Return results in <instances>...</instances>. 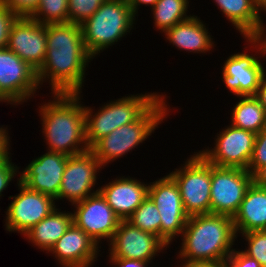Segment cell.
Masks as SVG:
<instances>
[{
  "mask_svg": "<svg viewBox=\"0 0 266 267\" xmlns=\"http://www.w3.org/2000/svg\"><path fill=\"white\" fill-rule=\"evenodd\" d=\"M46 37V56L37 71L40 88L49 83L51 93H82L87 68L94 58L85 48L80 25L47 24Z\"/></svg>",
  "mask_w": 266,
  "mask_h": 267,
  "instance_id": "cell-1",
  "label": "cell"
},
{
  "mask_svg": "<svg viewBox=\"0 0 266 267\" xmlns=\"http://www.w3.org/2000/svg\"><path fill=\"white\" fill-rule=\"evenodd\" d=\"M180 239L175 262L181 264L175 267L224 262L235 249L237 235L232 217L210 213L189 216Z\"/></svg>",
  "mask_w": 266,
  "mask_h": 267,
  "instance_id": "cell-2",
  "label": "cell"
},
{
  "mask_svg": "<svg viewBox=\"0 0 266 267\" xmlns=\"http://www.w3.org/2000/svg\"><path fill=\"white\" fill-rule=\"evenodd\" d=\"M38 106L41 132L48 151L74 156L89 150L85 140L84 104L81 93H50Z\"/></svg>",
  "mask_w": 266,
  "mask_h": 267,
  "instance_id": "cell-3",
  "label": "cell"
},
{
  "mask_svg": "<svg viewBox=\"0 0 266 267\" xmlns=\"http://www.w3.org/2000/svg\"><path fill=\"white\" fill-rule=\"evenodd\" d=\"M168 97L163 94L138 120L123 125L98 140L90 150L105 168L138 149L172 113ZM170 110V111H169Z\"/></svg>",
  "mask_w": 266,
  "mask_h": 267,
  "instance_id": "cell-4",
  "label": "cell"
},
{
  "mask_svg": "<svg viewBox=\"0 0 266 267\" xmlns=\"http://www.w3.org/2000/svg\"><path fill=\"white\" fill-rule=\"evenodd\" d=\"M164 93L127 94L95 108L84 104L85 140L89 149L115 129L138 120Z\"/></svg>",
  "mask_w": 266,
  "mask_h": 267,
  "instance_id": "cell-5",
  "label": "cell"
},
{
  "mask_svg": "<svg viewBox=\"0 0 266 267\" xmlns=\"http://www.w3.org/2000/svg\"><path fill=\"white\" fill-rule=\"evenodd\" d=\"M136 19L126 0H106L80 25L86 50L96 59L123 37L127 38L135 29Z\"/></svg>",
  "mask_w": 266,
  "mask_h": 267,
  "instance_id": "cell-6",
  "label": "cell"
},
{
  "mask_svg": "<svg viewBox=\"0 0 266 267\" xmlns=\"http://www.w3.org/2000/svg\"><path fill=\"white\" fill-rule=\"evenodd\" d=\"M243 39L247 44L244 45L243 52L230 54L221 67V82L235 97L255 96L266 74V63H263L266 61V47L256 37Z\"/></svg>",
  "mask_w": 266,
  "mask_h": 267,
  "instance_id": "cell-7",
  "label": "cell"
},
{
  "mask_svg": "<svg viewBox=\"0 0 266 267\" xmlns=\"http://www.w3.org/2000/svg\"><path fill=\"white\" fill-rule=\"evenodd\" d=\"M184 160L168 173L179 186L184 210L189 216L210 214L211 164L197 151Z\"/></svg>",
  "mask_w": 266,
  "mask_h": 267,
  "instance_id": "cell-8",
  "label": "cell"
},
{
  "mask_svg": "<svg viewBox=\"0 0 266 267\" xmlns=\"http://www.w3.org/2000/svg\"><path fill=\"white\" fill-rule=\"evenodd\" d=\"M148 196L156 204L160 219V238L170 247L180 238L189 215L185 212L179 186L167 173L149 182Z\"/></svg>",
  "mask_w": 266,
  "mask_h": 267,
  "instance_id": "cell-9",
  "label": "cell"
},
{
  "mask_svg": "<svg viewBox=\"0 0 266 267\" xmlns=\"http://www.w3.org/2000/svg\"><path fill=\"white\" fill-rule=\"evenodd\" d=\"M39 90L37 71L8 48L0 49V100L15 108L35 98Z\"/></svg>",
  "mask_w": 266,
  "mask_h": 267,
  "instance_id": "cell-10",
  "label": "cell"
},
{
  "mask_svg": "<svg viewBox=\"0 0 266 267\" xmlns=\"http://www.w3.org/2000/svg\"><path fill=\"white\" fill-rule=\"evenodd\" d=\"M212 146L198 152L212 165L247 170L255 146L256 134L229 125L216 133Z\"/></svg>",
  "mask_w": 266,
  "mask_h": 267,
  "instance_id": "cell-11",
  "label": "cell"
},
{
  "mask_svg": "<svg viewBox=\"0 0 266 267\" xmlns=\"http://www.w3.org/2000/svg\"><path fill=\"white\" fill-rule=\"evenodd\" d=\"M102 169L105 168L90 149L78 155L68 156L59 194L55 200L57 202L66 200L72 206L96 194L99 192V187L95 189L99 183L98 173Z\"/></svg>",
  "mask_w": 266,
  "mask_h": 267,
  "instance_id": "cell-12",
  "label": "cell"
},
{
  "mask_svg": "<svg viewBox=\"0 0 266 267\" xmlns=\"http://www.w3.org/2000/svg\"><path fill=\"white\" fill-rule=\"evenodd\" d=\"M16 179L19 193L8 197L13 201L5 211L4 227L8 232L24 235L58 206L53 197L31 190Z\"/></svg>",
  "mask_w": 266,
  "mask_h": 267,
  "instance_id": "cell-13",
  "label": "cell"
},
{
  "mask_svg": "<svg viewBox=\"0 0 266 267\" xmlns=\"http://www.w3.org/2000/svg\"><path fill=\"white\" fill-rule=\"evenodd\" d=\"M252 182L248 170L211 164L210 213L233 218Z\"/></svg>",
  "mask_w": 266,
  "mask_h": 267,
  "instance_id": "cell-14",
  "label": "cell"
},
{
  "mask_svg": "<svg viewBox=\"0 0 266 267\" xmlns=\"http://www.w3.org/2000/svg\"><path fill=\"white\" fill-rule=\"evenodd\" d=\"M107 245L108 258L134 259L149 262L152 266H157L153 265L152 260L160 253H166L169 248L160 237L133 226L127 220L120 221L112 240Z\"/></svg>",
  "mask_w": 266,
  "mask_h": 267,
  "instance_id": "cell-15",
  "label": "cell"
},
{
  "mask_svg": "<svg viewBox=\"0 0 266 267\" xmlns=\"http://www.w3.org/2000/svg\"><path fill=\"white\" fill-rule=\"evenodd\" d=\"M72 206V222L95 240L100 247L104 241L109 243L112 240L121 219L100 192Z\"/></svg>",
  "mask_w": 266,
  "mask_h": 267,
  "instance_id": "cell-16",
  "label": "cell"
},
{
  "mask_svg": "<svg viewBox=\"0 0 266 267\" xmlns=\"http://www.w3.org/2000/svg\"><path fill=\"white\" fill-rule=\"evenodd\" d=\"M67 159L66 154L46 150L19 171V181L31 190L56 199Z\"/></svg>",
  "mask_w": 266,
  "mask_h": 267,
  "instance_id": "cell-17",
  "label": "cell"
},
{
  "mask_svg": "<svg viewBox=\"0 0 266 267\" xmlns=\"http://www.w3.org/2000/svg\"><path fill=\"white\" fill-rule=\"evenodd\" d=\"M7 48L38 71L47 51L46 25L31 17H18L10 30Z\"/></svg>",
  "mask_w": 266,
  "mask_h": 267,
  "instance_id": "cell-18",
  "label": "cell"
},
{
  "mask_svg": "<svg viewBox=\"0 0 266 267\" xmlns=\"http://www.w3.org/2000/svg\"><path fill=\"white\" fill-rule=\"evenodd\" d=\"M101 247L73 222L48 252L60 267H92ZM51 254V255H50Z\"/></svg>",
  "mask_w": 266,
  "mask_h": 267,
  "instance_id": "cell-19",
  "label": "cell"
},
{
  "mask_svg": "<svg viewBox=\"0 0 266 267\" xmlns=\"http://www.w3.org/2000/svg\"><path fill=\"white\" fill-rule=\"evenodd\" d=\"M110 180L99 186V192L114 213L121 220H126L148 197L149 183L129 175H119Z\"/></svg>",
  "mask_w": 266,
  "mask_h": 267,
  "instance_id": "cell-20",
  "label": "cell"
},
{
  "mask_svg": "<svg viewBox=\"0 0 266 267\" xmlns=\"http://www.w3.org/2000/svg\"><path fill=\"white\" fill-rule=\"evenodd\" d=\"M206 25L200 17L192 14L188 19L167 29L163 37L180 51L199 55L212 54L211 51L213 52L217 44Z\"/></svg>",
  "mask_w": 266,
  "mask_h": 267,
  "instance_id": "cell-21",
  "label": "cell"
},
{
  "mask_svg": "<svg viewBox=\"0 0 266 267\" xmlns=\"http://www.w3.org/2000/svg\"><path fill=\"white\" fill-rule=\"evenodd\" d=\"M232 219L237 237L250 231L266 230V188L252 182Z\"/></svg>",
  "mask_w": 266,
  "mask_h": 267,
  "instance_id": "cell-22",
  "label": "cell"
},
{
  "mask_svg": "<svg viewBox=\"0 0 266 267\" xmlns=\"http://www.w3.org/2000/svg\"><path fill=\"white\" fill-rule=\"evenodd\" d=\"M219 12L241 37H256L263 24V14L254 0H213Z\"/></svg>",
  "mask_w": 266,
  "mask_h": 267,
  "instance_id": "cell-23",
  "label": "cell"
},
{
  "mask_svg": "<svg viewBox=\"0 0 266 267\" xmlns=\"http://www.w3.org/2000/svg\"><path fill=\"white\" fill-rule=\"evenodd\" d=\"M72 224V212L55 208L23 236L28 243L46 254Z\"/></svg>",
  "mask_w": 266,
  "mask_h": 267,
  "instance_id": "cell-24",
  "label": "cell"
},
{
  "mask_svg": "<svg viewBox=\"0 0 266 267\" xmlns=\"http://www.w3.org/2000/svg\"><path fill=\"white\" fill-rule=\"evenodd\" d=\"M231 108L230 124L236 128L258 134L266 129V110L255 96H238Z\"/></svg>",
  "mask_w": 266,
  "mask_h": 267,
  "instance_id": "cell-25",
  "label": "cell"
},
{
  "mask_svg": "<svg viewBox=\"0 0 266 267\" xmlns=\"http://www.w3.org/2000/svg\"><path fill=\"white\" fill-rule=\"evenodd\" d=\"M189 2L190 0H158L150 9L155 30L164 33L175 24L191 17L192 15L188 14Z\"/></svg>",
  "mask_w": 266,
  "mask_h": 267,
  "instance_id": "cell-26",
  "label": "cell"
},
{
  "mask_svg": "<svg viewBox=\"0 0 266 267\" xmlns=\"http://www.w3.org/2000/svg\"><path fill=\"white\" fill-rule=\"evenodd\" d=\"M160 218L156 204L148 196L126 220L133 226L160 237Z\"/></svg>",
  "mask_w": 266,
  "mask_h": 267,
  "instance_id": "cell-27",
  "label": "cell"
},
{
  "mask_svg": "<svg viewBox=\"0 0 266 267\" xmlns=\"http://www.w3.org/2000/svg\"><path fill=\"white\" fill-rule=\"evenodd\" d=\"M31 18L44 25L67 23L68 0H40Z\"/></svg>",
  "mask_w": 266,
  "mask_h": 267,
  "instance_id": "cell-28",
  "label": "cell"
},
{
  "mask_svg": "<svg viewBox=\"0 0 266 267\" xmlns=\"http://www.w3.org/2000/svg\"><path fill=\"white\" fill-rule=\"evenodd\" d=\"M238 236L243 237L245 241V248L244 250L242 248V251L256 259L262 267H266V230L250 231Z\"/></svg>",
  "mask_w": 266,
  "mask_h": 267,
  "instance_id": "cell-29",
  "label": "cell"
},
{
  "mask_svg": "<svg viewBox=\"0 0 266 267\" xmlns=\"http://www.w3.org/2000/svg\"><path fill=\"white\" fill-rule=\"evenodd\" d=\"M106 0H68V22L81 25Z\"/></svg>",
  "mask_w": 266,
  "mask_h": 267,
  "instance_id": "cell-30",
  "label": "cell"
},
{
  "mask_svg": "<svg viewBox=\"0 0 266 267\" xmlns=\"http://www.w3.org/2000/svg\"><path fill=\"white\" fill-rule=\"evenodd\" d=\"M266 165V129L256 134L255 146L247 170L253 175L260 167Z\"/></svg>",
  "mask_w": 266,
  "mask_h": 267,
  "instance_id": "cell-31",
  "label": "cell"
},
{
  "mask_svg": "<svg viewBox=\"0 0 266 267\" xmlns=\"http://www.w3.org/2000/svg\"><path fill=\"white\" fill-rule=\"evenodd\" d=\"M11 151L0 159V199L4 190L8 188L16 176L19 177V166L12 162ZM15 164V165H14Z\"/></svg>",
  "mask_w": 266,
  "mask_h": 267,
  "instance_id": "cell-32",
  "label": "cell"
},
{
  "mask_svg": "<svg viewBox=\"0 0 266 267\" xmlns=\"http://www.w3.org/2000/svg\"><path fill=\"white\" fill-rule=\"evenodd\" d=\"M18 16L7 6L0 3V49L7 48L9 33Z\"/></svg>",
  "mask_w": 266,
  "mask_h": 267,
  "instance_id": "cell-33",
  "label": "cell"
},
{
  "mask_svg": "<svg viewBox=\"0 0 266 267\" xmlns=\"http://www.w3.org/2000/svg\"><path fill=\"white\" fill-rule=\"evenodd\" d=\"M18 17H31L40 4V0H0Z\"/></svg>",
  "mask_w": 266,
  "mask_h": 267,
  "instance_id": "cell-34",
  "label": "cell"
},
{
  "mask_svg": "<svg viewBox=\"0 0 266 267\" xmlns=\"http://www.w3.org/2000/svg\"><path fill=\"white\" fill-rule=\"evenodd\" d=\"M230 256L239 264V267H262L256 259L248 256L239 248H235Z\"/></svg>",
  "mask_w": 266,
  "mask_h": 267,
  "instance_id": "cell-35",
  "label": "cell"
},
{
  "mask_svg": "<svg viewBox=\"0 0 266 267\" xmlns=\"http://www.w3.org/2000/svg\"><path fill=\"white\" fill-rule=\"evenodd\" d=\"M111 267H148L149 262H143L134 259H126V258H108ZM152 267V266H149Z\"/></svg>",
  "mask_w": 266,
  "mask_h": 267,
  "instance_id": "cell-36",
  "label": "cell"
},
{
  "mask_svg": "<svg viewBox=\"0 0 266 267\" xmlns=\"http://www.w3.org/2000/svg\"><path fill=\"white\" fill-rule=\"evenodd\" d=\"M127 4L129 5L132 13L138 18V10L141 8V6L145 5L146 7L150 6L149 8H153L155 6V3L158 0H126ZM141 5V6H140Z\"/></svg>",
  "mask_w": 266,
  "mask_h": 267,
  "instance_id": "cell-37",
  "label": "cell"
},
{
  "mask_svg": "<svg viewBox=\"0 0 266 267\" xmlns=\"http://www.w3.org/2000/svg\"><path fill=\"white\" fill-rule=\"evenodd\" d=\"M253 183L257 186L266 188V165L260 167L253 175H252Z\"/></svg>",
  "mask_w": 266,
  "mask_h": 267,
  "instance_id": "cell-38",
  "label": "cell"
},
{
  "mask_svg": "<svg viewBox=\"0 0 266 267\" xmlns=\"http://www.w3.org/2000/svg\"><path fill=\"white\" fill-rule=\"evenodd\" d=\"M10 134H0V159L4 158L10 152Z\"/></svg>",
  "mask_w": 266,
  "mask_h": 267,
  "instance_id": "cell-39",
  "label": "cell"
},
{
  "mask_svg": "<svg viewBox=\"0 0 266 267\" xmlns=\"http://www.w3.org/2000/svg\"><path fill=\"white\" fill-rule=\"evenodd\" d=\"M255 97L258 99L259 103L266 110V74L263 76L260 86L257 89Z\"/></svg>",
  "mask_w": 266,
  "mask_h": 267,
  "instance_id": "cell-40",
  "label": "cell"
},
{
  "mask_svg": "<svg viewBox=\"0 0 266 267\" xmlns=\"http://www.w3.org/2000/svg\"><path fill=\"white\" fill-rule=\"evenodd\" d=\"M265 13H266V10L264 11V15ZM256 38L266 47V23L264 24V19H263L261 30L259 34L256 36Z\"/></svg>",
  "mask_w": 266,
  "mask_h": 267,
  "instance_id": "cell-41",
  "label": "cell"
},
{
  "mask_svg": "<svg viewBox=\"0 0 266 267\" xmlns=\"http://www.w3.org/2000/svg\"><path fill=\"white\" fill-rule=\"evenodd\" d=\"M186 267H226V266L224 262H219V263L192 264Z\"/></svg>",
  "mask_w": 266,
  "mask_h": 267,
  "instance_id": "cell-42",
  "label": "cell"
},
{
  "mask_svg": "<svg viewBox=\"0 0 266 267\" xmlns=\"http://www.w3.org/2000/svg\"><path fill=\"white\" fill-rule=\"evenodd\" d=\"M224 263L226 267H239V264L230 255L224 260Z\"/></svg>",
  "mask_w": 266,
  "mask_h": 267,
  "instance_id": "cell-43",
  "label": "cell"
},
{
  "mask_svg": "<svg viewBox=\"0 0 266 267\" xmlns=\"http://www.w3.org/2000/svg\"><path fill=\"white\" fill-rule=\"evenodd\" d=\"M254 2L262 12L266 10V0H254Z\"/></svg>",
  "mask_w": 266,
  "mask_h": 267,
  "instance_id": "cell-44",
  "label": "cell"
},
{
  "mask_svg": "<svg viewBox=\"0 0 266 267\" xmlns=\"http://www.w3.org/2000/svg\"><path fill=\"white\" fill-rule=\"evenodd\" d=\"M8 103V104H6V105H12L11 103H9V102H7V101H4V100H0V103ZM0 134H10L9 133V128H8V126H6L5 127V125H1L0 126Z\"/></svg>",
  "mask_w": 266,
  "mask_h": 267,
  "instance_id": "cell-45",
  "label": "cell"
}]
</instances>
